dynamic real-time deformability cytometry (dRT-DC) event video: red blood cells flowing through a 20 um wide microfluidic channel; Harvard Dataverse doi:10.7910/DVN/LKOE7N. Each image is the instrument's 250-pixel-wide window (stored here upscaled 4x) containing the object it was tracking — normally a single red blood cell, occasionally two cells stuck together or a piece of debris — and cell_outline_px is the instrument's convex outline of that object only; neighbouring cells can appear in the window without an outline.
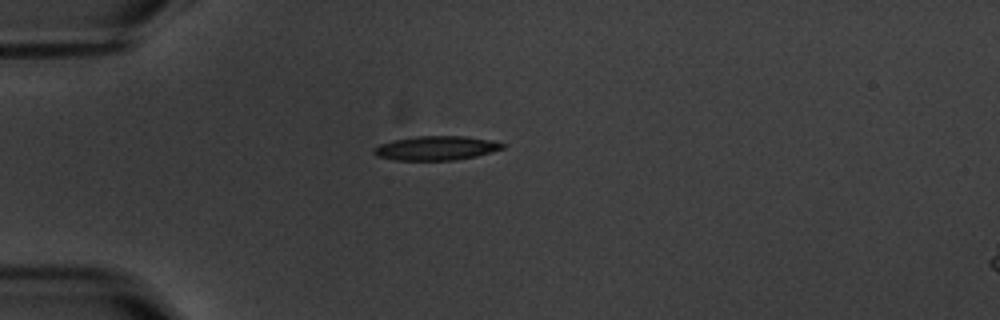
{"species": "common noctule bat (a hibernating species)", "species_latin": "Nyctalus noctula", "temperature_condition": "warm", "stored_images_in_passage": 2, "camera_frame_rate_fps": 3000, "um_per_image_px": 0.085, "animal": {"sex": "male", "body_mass_g": 20.1, "forearm_length_mm": 53.5}, "frame": {"image": 1, "passage_image": 2, "time_ms": 3.667, "image_size_px": [1000, 320], "cell_outline_px": [[504, 148], [492, 152], [476, 156], [456, 160], [396, 160], [376, 156], [372, 152], [372, 148], [380, 144], [392, 140], [416, 136], [464, 136], [488, 140], [504, 144]], "centroid_in_image_um": [37.02, 12.59], "position_along_channel_um": 48.0, "area_um2": 18.09}}